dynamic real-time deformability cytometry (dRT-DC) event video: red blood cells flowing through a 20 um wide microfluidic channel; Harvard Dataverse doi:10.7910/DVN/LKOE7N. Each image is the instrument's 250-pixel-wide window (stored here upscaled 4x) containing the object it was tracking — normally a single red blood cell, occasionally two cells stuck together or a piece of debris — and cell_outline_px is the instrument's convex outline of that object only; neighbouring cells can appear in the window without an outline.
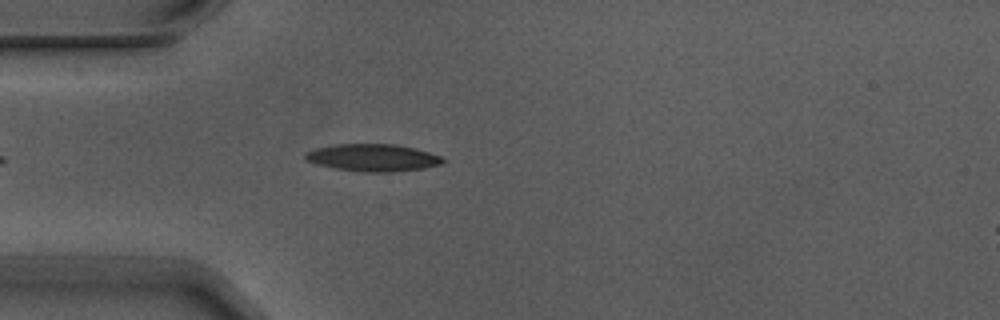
{"species": "Egyptian fruit bat (a non-hibernating species)", "species_latin": "Rousettus aegyptiacus", "temperature_condition": "warm", "stored_images_in_passage": 1, "camera_frame_rate_fps": 3000, "um_per_image_px": 0.085, "animal": {"sex": "male"}, "frame": {"image": 1, "passage_image": 1, "time_ms": 0.0, "image_size_px": [1000, 320], "cell_outline_px": [[444, 160], [440, 164], [424, 168], [392, 172], [368, 172], [332, 168], [316, 164], [304, 160], [304, 152], [316, 148], [336, 144], [396, 144], [416, 148], [440, 156]], "centroid_in_image_um": [31.64, 13.4], "position_along_channel_um": 53.4, "area_um2": 21.91}}